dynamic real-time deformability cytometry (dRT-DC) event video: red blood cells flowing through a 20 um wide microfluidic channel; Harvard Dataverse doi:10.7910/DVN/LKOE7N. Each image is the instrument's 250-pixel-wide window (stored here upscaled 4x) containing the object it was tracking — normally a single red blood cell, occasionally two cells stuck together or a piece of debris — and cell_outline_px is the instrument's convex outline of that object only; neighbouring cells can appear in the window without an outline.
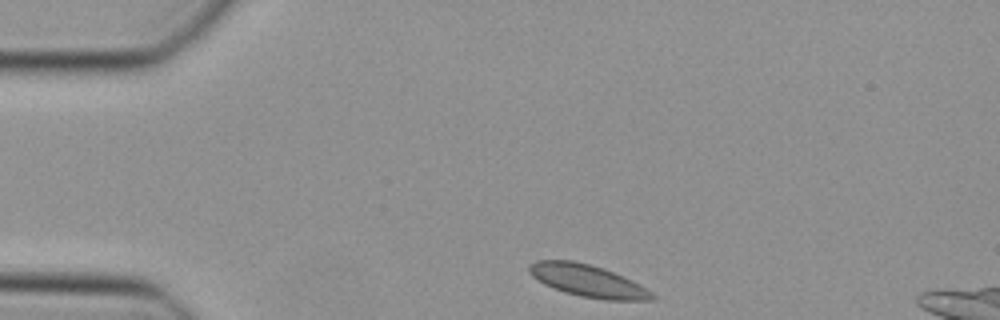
{"species": "Egyptian fruit bat (a non-hibernating species)", "species_latin": "Rousettus aegyptiacus", "temperature_condition": "cold", "stored_images_in_passage": 40, "camera_frame_rate_fps": 3000, "um_per_image_px": 0.085, "animal": {"sex": "female"}, "frame": {"image": 1, "passage_image": 1, "time_ms": 0.0, "image_size_px": [1000, 320], "cell_outline_px": [[656, 296], [652, 300], [604, 300], [580, 296], [564, 292], [544, 284], [532, 276], [528, 272], [528, 264], [536, 260], [572, 260], [604, 268], [624, 276], [640, 284], [652, 292]], "centroid_in_image_um": [49.95, 23.86], "position_along_channel_um": 35.0, "area_um2": 23.18}}
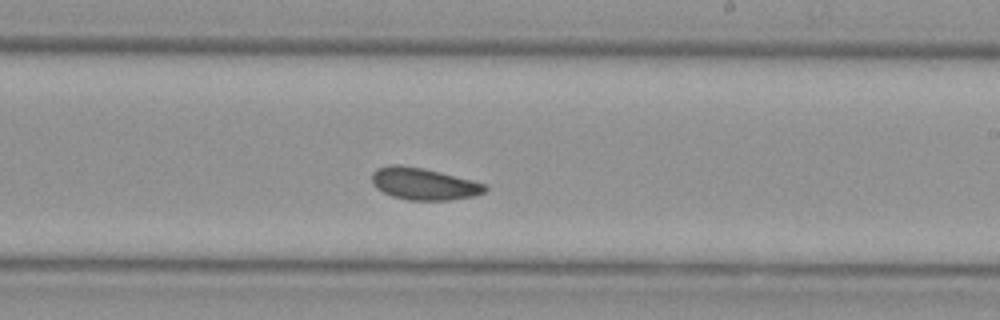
{"frame": {"image": 2, "passage_image": 20, "time_ms": 6.333, "image_size_px": [1000, 320], "cell_outline_px": [[488, 188], [484, 192], [476, 196], [448, 200], [408, 200], [392, 196], [376, 188], [372, 184], [372, 172], [376, 168], [388, 164], [400, 164], [424, 168], [488, 184]], "centroid_in_image_um": [36.01, 15.61], "position_along_channel_um": 253.0, "area_um2": 21.33}}
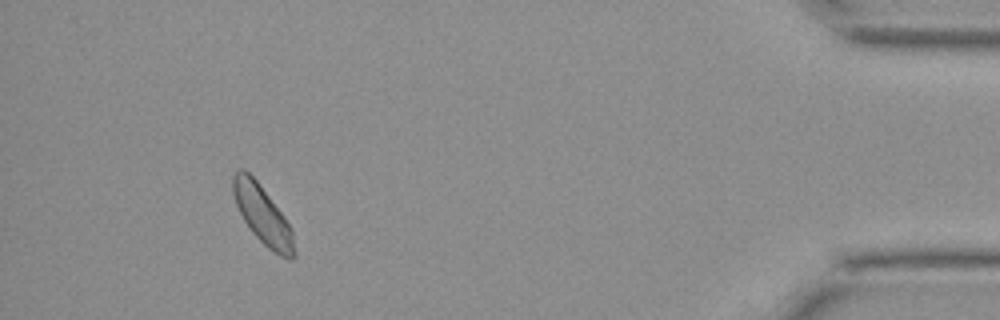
{"frame": {"image": 3, "passage_image": 36, "time_ms": 11.667, "image_size_px": [1000, 320], "cell_outline_px": [[296, 256], [292, 260], [288, 260], [280, 256], [268, 248], [252, 232], [244, 220], [236, 204], [232, 192], [232, 176], [240, 168], [244, 168], [256, 180], [284, 216], [292, 228], [296, 252]], "centroid_in_image_um": [22.34, 18.3], "position_along_channel_um": 412.9, "area_um2": 20.81}}